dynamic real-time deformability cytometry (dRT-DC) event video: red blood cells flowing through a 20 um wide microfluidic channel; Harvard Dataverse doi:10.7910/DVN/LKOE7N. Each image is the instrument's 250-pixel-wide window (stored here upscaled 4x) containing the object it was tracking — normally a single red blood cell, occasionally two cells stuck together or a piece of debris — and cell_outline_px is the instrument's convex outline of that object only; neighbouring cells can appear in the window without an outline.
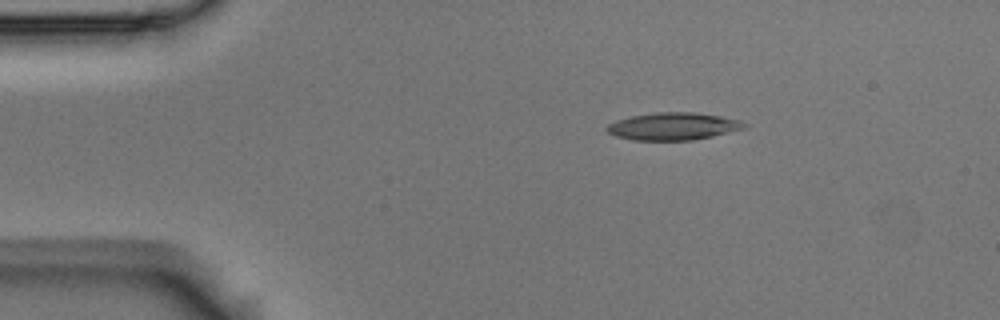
{"species": "Egyptian fruit bat (a non-hibernating species)", "species_latin": "Rousettus aegyptiacus", "temperature_condition": "room temperature", "stored_images_in_passage": 45, "camera_frame_rate_fps": 3000, "um_per_image_px": 0.085, "animal": {"sex": "male"}, "frame": {"image": 1, "passage_image": 1, "time_ms": 0.0, "image_size_px": [1000, 320], "cell_outline_px": [[748, 124], [744, 128], [712, 136], [692, 140], [632, 140], [616, 136], [608, 132], [604, 128], [608, 124], [616, 120], [632, 116], [656, 112], [692, 112], [720, 116], [740, 120]], "centroid_in_image_um": [57.19, 10.73], "position_along_channel_um": 27.8, "area_um2": 21.85}}
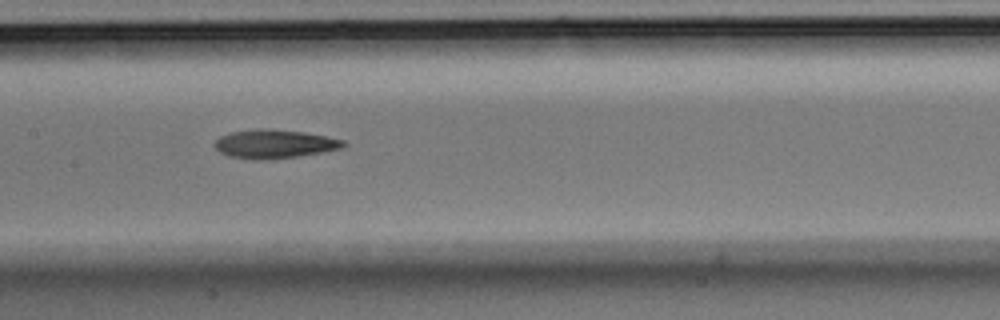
{"frame": {"image": 2, "passage_image": 18, "time_ms": 5.667, "image_size_px": [1000, 320], "cell_outline_px": [[348, 144], [344, 148], [296, 156], [268, 160], [252, 160], [228, 156], [220, 152], [212, 144], [220, 136], [232, 132], [256, 128], [272, 128], [304, 132], [344, 140]], "centroid_in_image_um": [23.3, 12.23], "position_along_channel_um": 184.1, "area_um2": 21.73}}
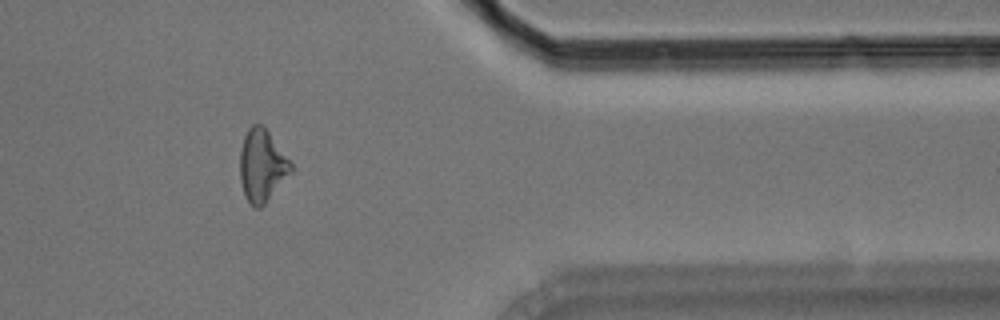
{"frame": {"image": 3, "passage_image": 36, "time_ms": 11.667, "image_size_px": [1000, 320], "cell_outline_px": [[292, 172], [264, 204], [260, 208], [252, 208], [244, 196], [240, 180], [240, 148], [244, 136], [248, 128], [252, 124], [264, 124], [292, 164]], "centroid_in_image_um": [22.25, 14.07], "position_along_channel_um": 389.2, "area_um2": 21.68}, "authors_computed_cell_mechanics": {"area_um2": 21.2704, "velocity_mm_per_s": 3.7347, "shape_relaxation_time_tau1_ms": 6.6133, "shape_relaxation_time_tau2_ms": 5.5197, "deformation_change_tau1": 0.1923, "deformation_change_tau2": 0.1672}}